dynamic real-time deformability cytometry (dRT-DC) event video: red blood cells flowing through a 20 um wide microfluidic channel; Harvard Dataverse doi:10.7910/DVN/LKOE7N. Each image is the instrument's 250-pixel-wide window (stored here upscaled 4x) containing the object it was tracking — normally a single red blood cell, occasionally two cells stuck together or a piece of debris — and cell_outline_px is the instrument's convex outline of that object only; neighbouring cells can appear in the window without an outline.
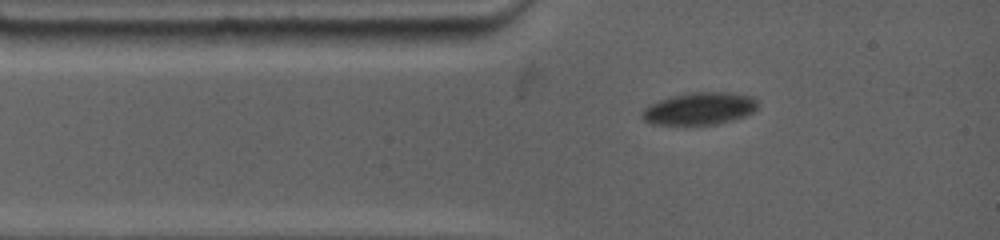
{"species": "common noctule bat (a hibernating species)", "species_latin": "Nyctalus noctula", "temperature_condition": "warm", "stored_images_in_passage": 3, "camera_frame_rate_fps": 4500, "um_per_image_px": 0.085, "animal": {"sex": "female", "body_mass_g": 19.0, "forearm_length_mm": 53.3}, "frame": {"image": 1, "passage_image": 1, "time_ms": 0.0, "image_size_px": [1000, 240], "cell_outline_px": [[756, 108], [752, 112], [744, 116], [732, 120], [716, 124], [692, 128], [684, 128], [648, 124], [640, 116], [640, 112], [648, 104], [672, 96], [688, 92], [732, 92], [752, 96], [756, 100]], "centroid_in_image_um": [59.35, 9.29], "position_along_channel_um": 25.7, "area_um2": 22.95}}